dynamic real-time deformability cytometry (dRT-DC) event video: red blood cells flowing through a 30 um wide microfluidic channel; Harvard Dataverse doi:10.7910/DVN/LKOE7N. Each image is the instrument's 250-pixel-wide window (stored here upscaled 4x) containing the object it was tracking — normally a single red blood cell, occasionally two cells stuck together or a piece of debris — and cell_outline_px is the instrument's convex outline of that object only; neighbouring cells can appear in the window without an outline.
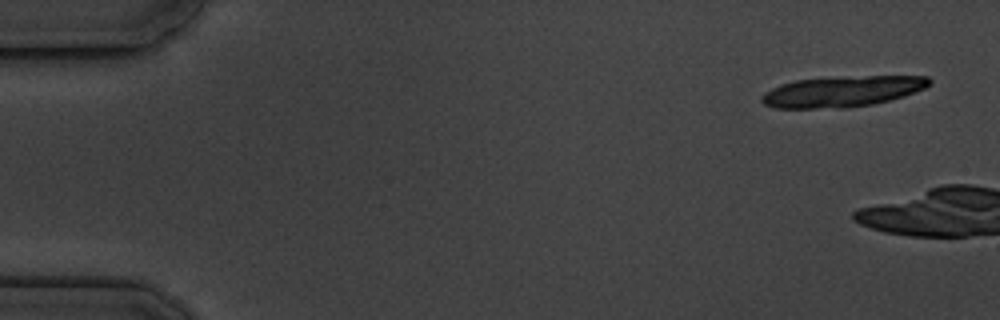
{"species": "common noctule bat (a hibernating species)", "species_latin": "Nyctalus noctula", "temperature_condition": "cold", "stored_images_in_passage": 4, "camera_frame_rate_fps": 3000, "um_per_image_px": 0.085, "animal": {"sex": "male", "body_mass_g": 19.5, "forearm_length_mm": 54.6}, "frame": {"image": 1, "passage_image": 1, "time_ms": 0.0, "image_size_px": [1000, 320], "cell_outline_px": [[932, 80], [924, 88], [904, 96], [872, 104], [848, 108], [776, 108], [764, 104], [760, 100], [760, 96], [764, 92], [780, 84], [796, 80], [868, 76], [928, 76]], "centroid_in_image_um": [71.56, 7.78], "position_along_channel_um": 13.4, "area_um2": 29.82}}